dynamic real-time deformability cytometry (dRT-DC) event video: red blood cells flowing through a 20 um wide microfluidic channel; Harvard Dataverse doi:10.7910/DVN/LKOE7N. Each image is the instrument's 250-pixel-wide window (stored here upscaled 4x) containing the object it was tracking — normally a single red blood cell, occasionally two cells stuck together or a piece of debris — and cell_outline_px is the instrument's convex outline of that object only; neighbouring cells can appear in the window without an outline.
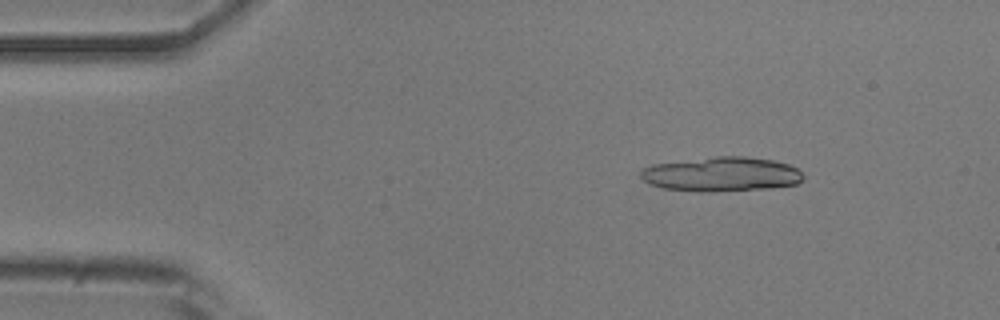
{"species": "common noctule bat (a hibernating species)", "species_latin": "Nyctalus noctula", "temperature_condition": "room temperature", "stored_images_in_passage": 13, "camera_frame_rate_fps": 3000, "um_per_image_px": 0.085, "animal": {"sex": "male", "body_mass_g": 20.5, "forearm_length_mm": 52.5}, "frame": {"image": 1, "passage_image": 7, "time_ms": 2.0, "image_size_px": [1000, 320], "cell_outline_px": [[804, 180], [796, 184], [772, 188], [712, 192], [696, 192], [664, 188], [648, 184], [640, 176], [640, 172], [644, 168], [652, 164], [716, 156], [748, 156], [772, 160], [788, 164], [796, 168], [804, 176]], "centroid_in_image_um": [61.32, 14.81], "position_along_channel_um": 23.7, "area_um2": 32.95}}